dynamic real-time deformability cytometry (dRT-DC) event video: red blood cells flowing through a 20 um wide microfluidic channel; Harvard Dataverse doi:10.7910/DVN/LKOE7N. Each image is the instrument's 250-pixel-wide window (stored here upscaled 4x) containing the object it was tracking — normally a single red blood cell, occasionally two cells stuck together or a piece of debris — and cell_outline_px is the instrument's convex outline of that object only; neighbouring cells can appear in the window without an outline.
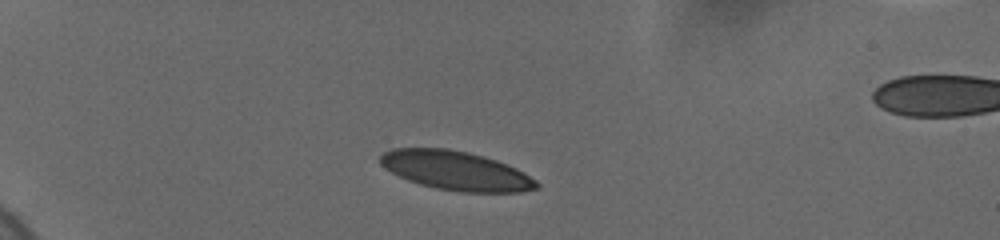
{"species": "human", "species_latin": "Homo sapiens", "temperature_condition": "cold", "stored_images_in_passage": 6, "camera_frame_rate_fps": 3000, "um_per_image_px": 0.085, "donor": {"sex": "female"}, "frame": {"image": 1, "passage_image": 1, "time_ms": 0.0, "image_size_px": [1000, 240], "cell_outline_px": [[540, 188], [520, 192], [460, 192], [436, 188], [420, 184], [408, 180], [392, 172], [380, 164], [380, 156], [384, 152], [392, 148], [448, 148], [468, 152], [484, 156], [508, 164], [524, 172], [536, 180], [540, 184]], "centroid_in_image_um": [38.79, 14.5], "position_along_channel_um": 46.2, "area_um2": 35.66}}
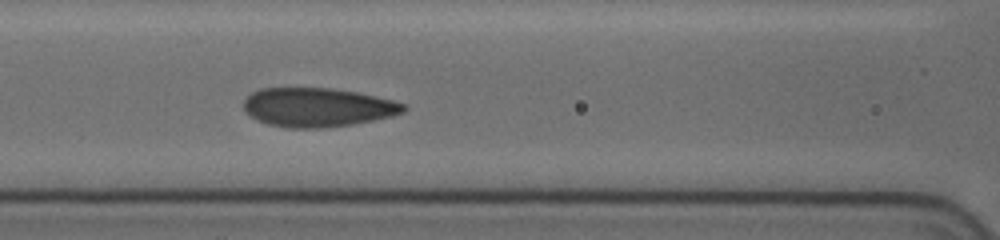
{"frame": {"image": 2, "passage_image": 5, "time_ms": 4.0, "image_size_px": [1000, 240], "cell_outline_px": [[408, 108], [404, 112], [392, 116], [352, 124], [324, 128], [288, 128], [268, 124], [256, 120], [244, 108], [244, 100], [252, 92], [260, 88], [332, 88], [356, 92], [392, 100], [408, 104]], "centroid_in_image_um": [27.01, 9.12], "position_along_channel_um": 139.6, "area_um2": 36.3}}
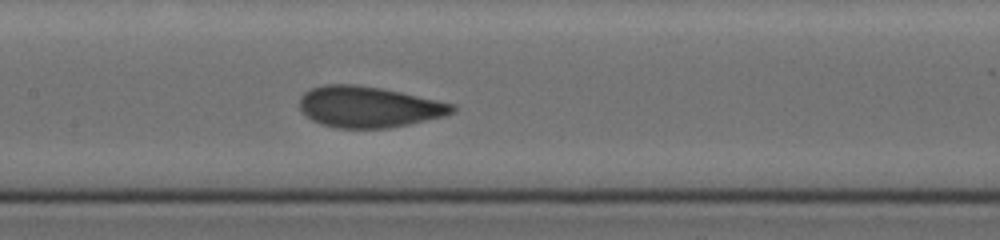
{"frame": {"image": 3, "passage_image": 6, "time_ms": 5.0, "image_size_px": [1000, 240], "cell_outline_px": [[456, 108], [452, 112], [444, 116], [408, 124], [388, 128], [336, 128], [320, 124], [304, 116], [300, 112], [300, 96], [304, 92], [312, 88], [324, 84], [356, 84], [380, 88], [400, 92], [456, 104]], "centroid_in_image_um": [31.29, 9.09], "position_along_channel_um": 176.1, "area_um2": 36.65}}